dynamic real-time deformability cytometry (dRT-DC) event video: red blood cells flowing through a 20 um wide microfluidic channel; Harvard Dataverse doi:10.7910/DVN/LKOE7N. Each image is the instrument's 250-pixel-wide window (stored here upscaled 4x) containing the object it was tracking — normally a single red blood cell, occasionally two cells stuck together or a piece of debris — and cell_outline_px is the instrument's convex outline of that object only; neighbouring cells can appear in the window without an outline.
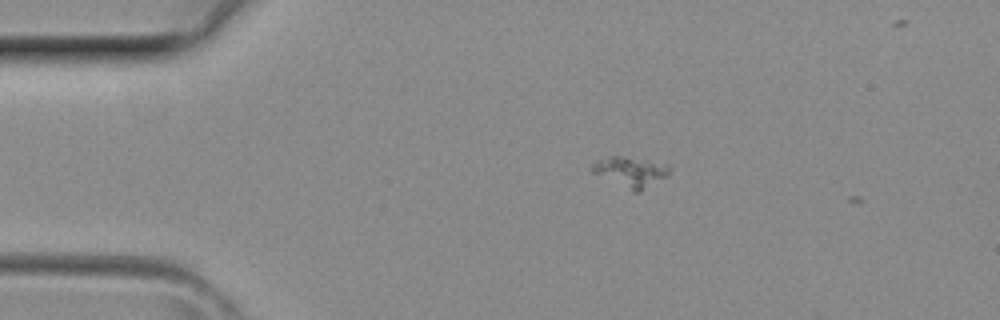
{"species": "common noctule bat (a hibernating species)", "species_latin": "Nyctalus noctula", "temperature_condition": "room temperature", "stored_images_in_passage": 2, "camera_frame_rate_fps": 3000, "um_per_image_px": 0.085, "animal": {"sex": "female", "body_mass_g": 29.2, "forearm_length_mm": 56.3}, "frame": {"image": 1, "passage_image": 1, "time_ms": 0.0, "image_size_px": [1000, 320], "cell_outline_px": [[672, 168], [668, 176], [640, 192], [632, 192], [592, 172], [588, 168], [596, 160], [612, 156], [616, 156], [664, 164]], "centroid_in_image_um": [53.58, 14.64], "position_along_channel_um": 31.4, "area_um2": 13.47}}